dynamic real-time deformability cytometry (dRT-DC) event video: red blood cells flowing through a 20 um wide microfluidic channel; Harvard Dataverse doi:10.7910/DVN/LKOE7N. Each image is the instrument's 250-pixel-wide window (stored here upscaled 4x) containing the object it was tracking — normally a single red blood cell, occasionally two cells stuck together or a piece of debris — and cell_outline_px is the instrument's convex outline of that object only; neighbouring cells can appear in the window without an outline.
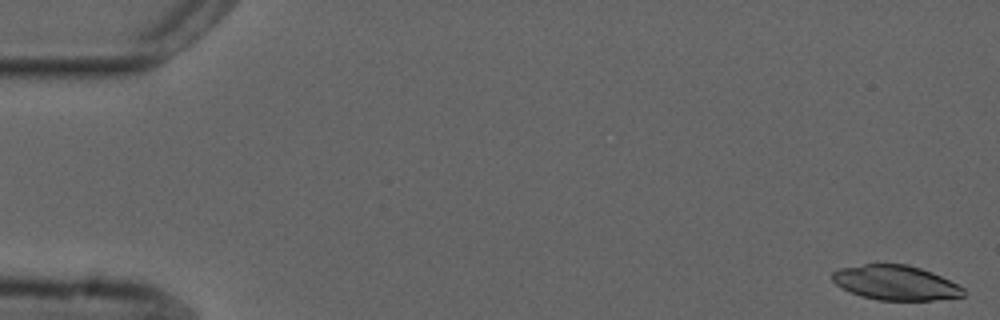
{"species": "common noctule bat (a hibernating species)", "species_latin": "Nyctalus noctula", "temperature_condition": "cold", "stored_images_in_passage": 55, "camera_frame_rate_fps": 3000, "um_per_image_px": 0.085, "animal": {"sex": "male", "forearm_length_mm": 52.5}, "frame": {"image": 1, "passage_image": 1, "time_ms": 0.0, "image_size_px": [1000, 320], "cell_outline_px": [[964, 296], [932, 300], [880, 300], [860, 296], [836, 284], [832, 280], [832, 272], [840, 268], [876, 260], [908, 264], [932, 272], [964, 288]], "centroid_in_image_um": [76.07, 23.98], "position_along_channel_um": 8.9, "area_um2": 27.05}}